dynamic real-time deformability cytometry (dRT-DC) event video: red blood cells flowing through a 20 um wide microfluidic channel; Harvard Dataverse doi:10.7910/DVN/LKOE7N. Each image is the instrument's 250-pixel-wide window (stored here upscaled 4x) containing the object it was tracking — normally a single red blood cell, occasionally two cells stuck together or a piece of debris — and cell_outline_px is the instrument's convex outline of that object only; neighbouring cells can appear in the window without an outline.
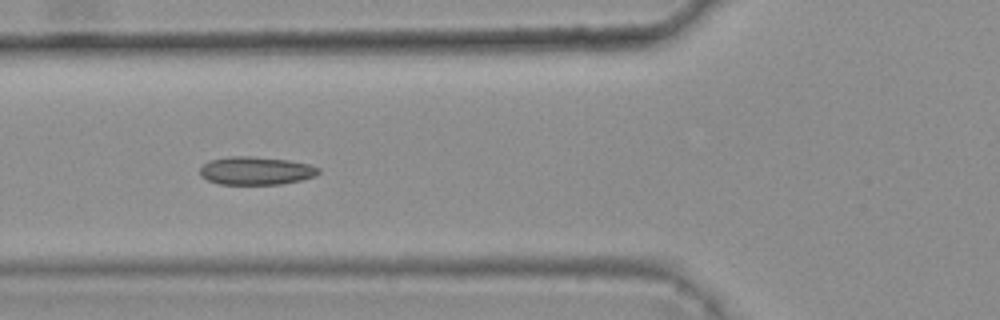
{"species": "common noctule bat (a hibernating species)", "species_latin": "Nyctalus noctula", "temperature_condition": "warm", "stored_images_in_passage": 9, "camera_frame_rate_fps": 3000, "um_per_image_px": 0.085, "animal": {"sex": "female", "body_mass_g": 25.1}, "frame": {"image": 1, "passage_image": 6, "time_ms": 1.667, "image_size_px": [1000, 320], "cell_outline_px": [[320, 172], [316, 176], [300, 180], [280, 184], [220, 184], [208, 180], [200, 176], [200, 168], [204, 164], [212, 160], [228, 156], [252, 156], [288, 160], [308, 164], [320, 168]], "centroid_in_image_um": [21.76, 14.51], "position_along_channel_um": 104.0, "area_um2": 19.36}}
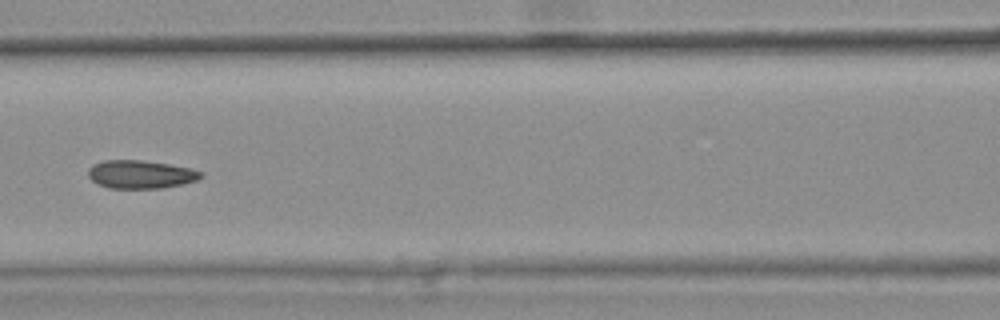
{"frame": {"image": 2, "passage_image": 7, "time_ms": 2.0, "image_size_px": [1000, 320], "cell_outline_px": [[204, 176], [196, 180], [184, 184], [160, 188], [108, 188], [96, 184], [88, 176], [88, 168], [92, 164], [104, 160], [140, 160], [168, 164], [192, 168], [204, 172]], "centroid_in_image_um": [11.95, 14.82], "position_along_channel_um": 154.6, "area_um2": 18.73}}